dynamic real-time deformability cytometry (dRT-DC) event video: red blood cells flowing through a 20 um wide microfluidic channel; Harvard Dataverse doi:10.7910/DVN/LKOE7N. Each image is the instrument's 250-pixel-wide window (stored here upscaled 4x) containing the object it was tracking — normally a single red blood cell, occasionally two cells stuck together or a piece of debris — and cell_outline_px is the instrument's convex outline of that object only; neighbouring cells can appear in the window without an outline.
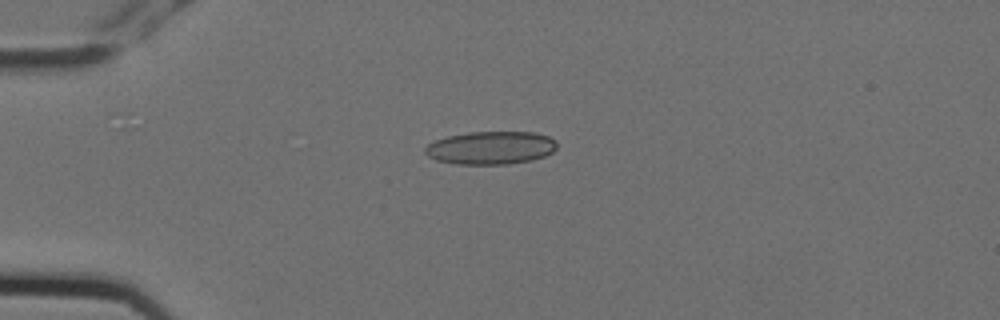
{"species": "Egyptian fruit bat (a non-hibernating species)", "species_latin": "Rousettus aegyptiacus", "temperature_condition": "cold", "stored_images_in_passage": 3, "camera_frame_rate_fps": 3000, "um_per_image_px": 0.085, "animal": {"sex": "female"}, "frame": {"image": 1, "passage_image": 1, "time_ms": 0.0, "image_size_px": [1000, 320], "cell_outline_px": [[556, 148], [552, 152], [544, 156], [532, 160], [508, 164], [456, 164], [436, 160], [428, 156], [424, 152], [424, 148], [428, 144], [436, 140], [448, 136], [468, 132], [532, 132], [548, 136], [556, 140]], "centroid_in_image_um": [41.71, 12.56], "position_along_channel_um": 43.3, "area_um2": 25.37}}
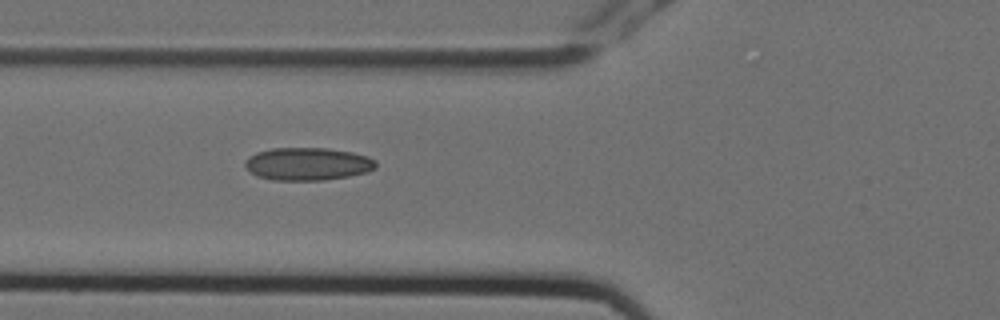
{"frame": {"image": 2, "passage_image": 3, "time_ms": 0.667, "image_size_px": [1000, 320], "cell_outline_px": [[376, 168], [368, 172], [348, 176], [324, 180], [272, 180], [256, 176], [244, 168], [244, 160], [248, 156], [256, 152], [272, 148], [328, 148], [352, 152], [368, 156], [376, 160]], "centroid_in_image_um": [26.12, 13.93], "position_along_channel_um": 99.7, "area_um2": 25.32}}